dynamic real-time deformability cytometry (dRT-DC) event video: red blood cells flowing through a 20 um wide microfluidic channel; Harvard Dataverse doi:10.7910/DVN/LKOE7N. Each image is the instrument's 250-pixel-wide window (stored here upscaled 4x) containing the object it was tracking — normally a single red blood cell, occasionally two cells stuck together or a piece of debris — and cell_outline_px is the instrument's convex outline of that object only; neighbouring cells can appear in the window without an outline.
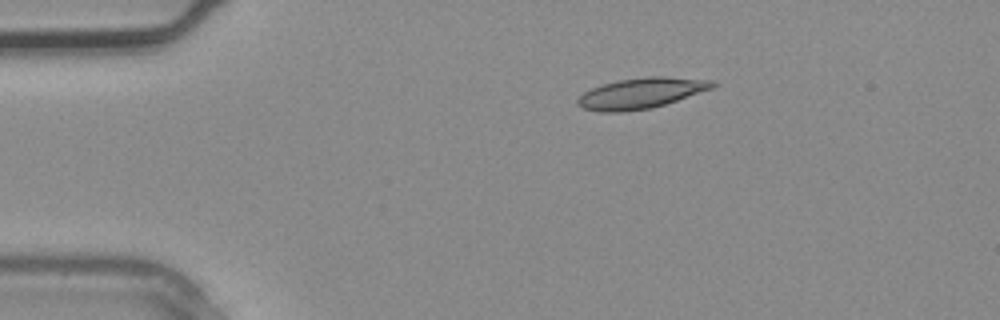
{"species": "common noctule bat (a hibernating species)", "species_latin": "Nyctalus noctula", "temperature_condition": "warm", "stored_images_in_passage": 4, "segment_of_instrument_passage": [1, 2], "camera_frame_rate_fps": 3000, "um_per_image_px": 0.085, "animal": {"sex": "male", "body_mass_g": 20.4}, "frame": {"image": 1, "passage_image": 2, "time_ms": 0.333, "image_size_px": [1000, 320], "cell_outline_px": [[720, 84], [712, 88], [652, 108], [624, 112], [600, 112], [584, 108], [576, 104], [576, 100], [584, 92], [592, 88], [604, 84], [620, 80], [648, 76], [664, 76], [712, 80]], "centroid_in_image_um": [54.49, 7.92], "position_along_channel_um": 30.5, "area_um2": 23.93}}